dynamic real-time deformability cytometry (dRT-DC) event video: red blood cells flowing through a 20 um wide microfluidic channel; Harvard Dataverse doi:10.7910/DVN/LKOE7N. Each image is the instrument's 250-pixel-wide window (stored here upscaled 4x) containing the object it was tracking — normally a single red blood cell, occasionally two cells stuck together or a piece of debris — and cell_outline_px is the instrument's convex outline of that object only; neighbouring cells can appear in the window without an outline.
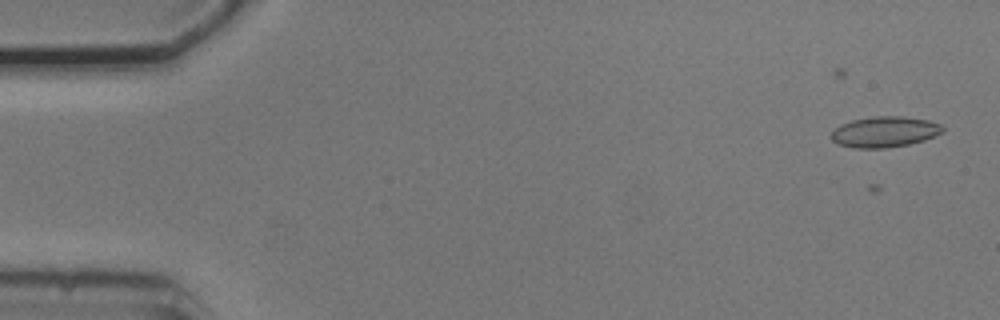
{"species": "common noctule bat (a hibernating species)", "species_latin": "Nyctalus noctula", "temperature_condition": "cold", "stored_images_in_passage": 44, "camera_frame_rate_fps": 3000, "um_per_image_px": 0.085, "animal": {"sex": "male", "body_mass_g": 20.5, "forearm_length_mm": 52.5}, "frame": {"image": 1, "passage_image": 5, "time_ms": 1.333, "image_size_px": [1000, 320], "cell_outline_px": [[944, 132], [924, 140], [908, 144], [884, 148], [852, 148], [840, 144], [832, 140], [832, 132], [840, 124], [852, 120], [876, 116], [904, 116], [928, 120], [940, 124], [944, 128]], "centroid_in_image_um": [75.21, 11.2], "position_along_channel_um": 9.8, "area_um2": 19.88}}